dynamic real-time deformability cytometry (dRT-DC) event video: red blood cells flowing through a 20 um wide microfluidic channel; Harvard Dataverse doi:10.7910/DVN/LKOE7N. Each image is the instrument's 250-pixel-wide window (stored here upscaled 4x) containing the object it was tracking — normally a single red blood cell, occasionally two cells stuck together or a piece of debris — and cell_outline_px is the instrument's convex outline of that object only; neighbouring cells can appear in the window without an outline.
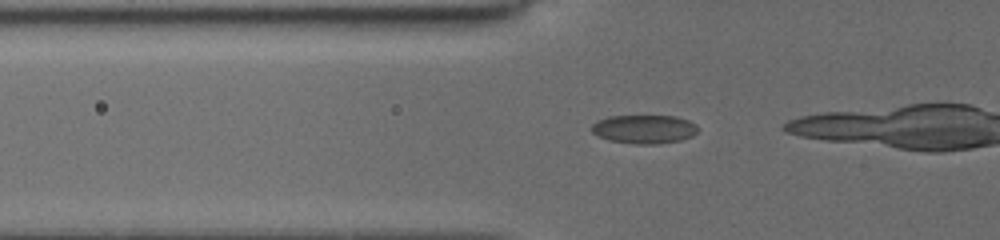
{"species": "common noctule bat (a hibernating species)", "species_latin": "Nyctalus noctula", "temperature_condition": "cold", "stored_images_in_passage": 36, "camera_frame_rate_fps": 3000, "um_per_image_px": 0.085, "animal": {"sex": "female", "body_mass_g": 19.5, "forearm_length_mm": 54.1}, "frame": {"image": 1, "passage_image": 31, "time_ms": 5.0, "image_size_px": [1000, 240], "cell_outline_px": [[696, 132], [692, 136], [680, 140], [656, 144], [632, 144], [608, 140], [596, 136], [588, 128], [596, 120], [608, 116], [676, 116], [688, 120], [696, 124]], "centroid_in_image_um": [54.68, 10.98], "position_along_channel_um": 71.1, "area_um2": 17.98}}
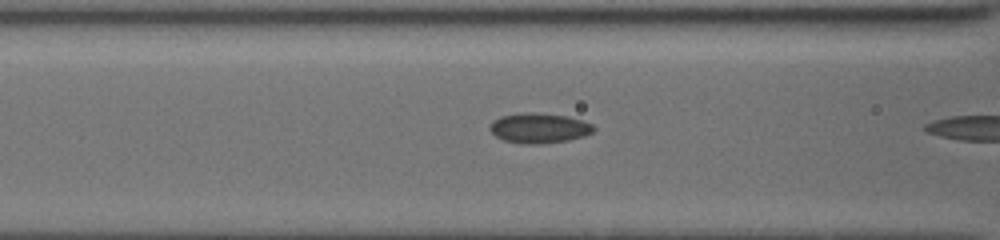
{"frame": {"image": 2, "passage_image": 35, "time_ms": 6.333, "image_size_px": [1000, 240], "cell_outline_px": [[596, 128], [592, 132], [584, 136], [568, 140], [540, 144], [524, 144], [504, 140], [496, 136], [488, 128], [500, 116], [528, 112], [568, 116], [592, 124]], "centroid_in_image_um": [45.84, 10.89], "position_along_channel_um": 120.8, "area_um2": 17.92}}